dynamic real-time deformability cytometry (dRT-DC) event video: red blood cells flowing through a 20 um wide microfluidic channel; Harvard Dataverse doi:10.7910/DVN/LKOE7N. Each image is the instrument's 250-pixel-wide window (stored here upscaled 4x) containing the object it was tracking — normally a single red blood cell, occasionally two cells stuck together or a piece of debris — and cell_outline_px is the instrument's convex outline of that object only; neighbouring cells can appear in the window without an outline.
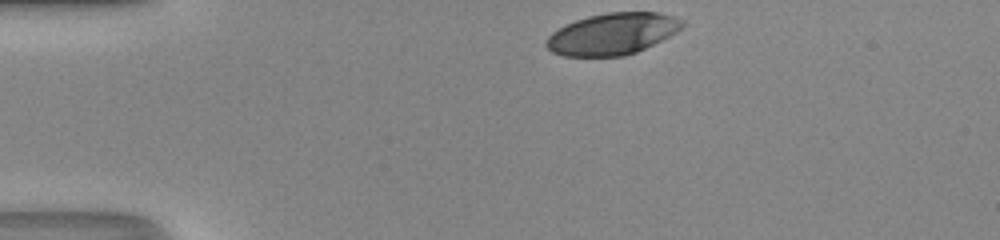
{"species": "human", "species_latin": "Homo sapiens", "temperature_condition": "room temperature", "stored_images_in_passage": 31, "camera_frame_rate_fps": 3000, "um_per_image_px": 0.085, "donor": {"sex": "male"}, "frame": {"image": 1, "passage_image": 1, "time_ms": 0.0, "image_size_px": [1000, 240], "cell_outline_px": [[684, 24], [676, 32], [636, 52], [624, 56], [564, 56], [552, 52], [544, 44], [544, 40], [552, 32], [576, 20], [588, 16], [608, 12], [656, 12], [672, 16], [684, 20]], "centroid_in_image_um": [52.02, 2.88], "position_along_channel_um": 33.0, "area_um2": 32.66}}
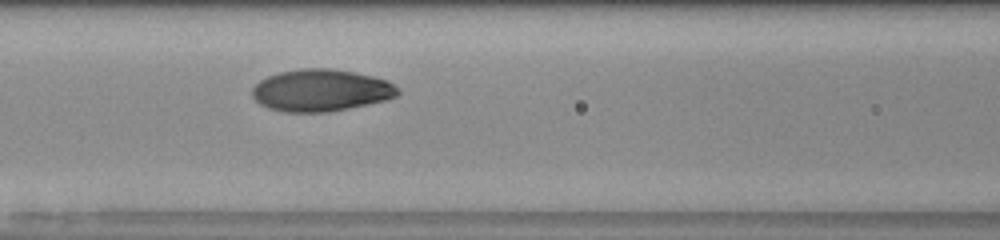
{"frame": {"image": 2, "passage_image": 13, "time_ms": 4.0, "image_size_px": [1000, 240], "cell_outline_px": [[400, 92], [396, 96], [388, 100], [328, 112], [284, 112], [268, 108], [260, 104], [252, 96], [252, 88], [260, 80], [268, 76], [280, 72], [300, 68], [332, 68], [372, 76], [388, 80], [400, 88]], "centroid_in_image_um": [27.3, 7.68], "position_along_channel_um": 139.3, "area_um2": 35.84}, "authors_computed_cell_mechanics": {"area_um2": 35.258, "velocity_mm_per_s": 4.1831, "shape_relaxation_time_tau1_ms": 2.4684, "shape_relaxation_time_tau2_ms": null, "deformation_change_tau1": 0.1621, "deformation_change_tau2": null}}